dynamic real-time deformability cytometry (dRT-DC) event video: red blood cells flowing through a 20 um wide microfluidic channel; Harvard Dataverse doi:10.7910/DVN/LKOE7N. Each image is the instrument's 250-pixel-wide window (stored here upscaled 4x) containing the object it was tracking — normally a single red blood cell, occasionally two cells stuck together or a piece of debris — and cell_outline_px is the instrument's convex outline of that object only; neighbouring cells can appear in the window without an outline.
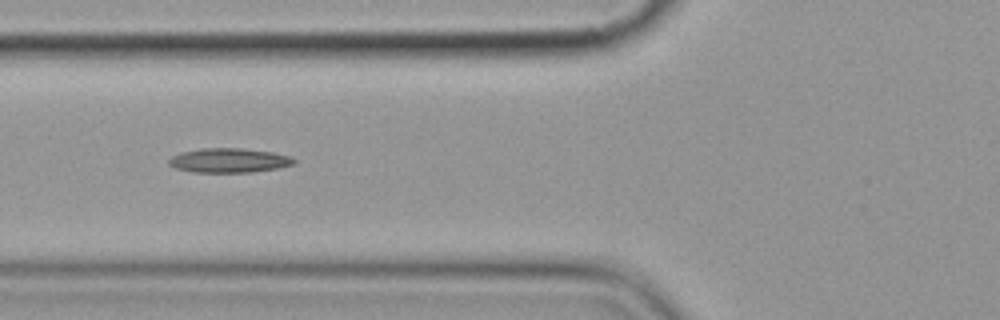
{"species": "common noctule bat (a hibernating species)", "species_latin": "Nyctalus noctula", "temperature_condition": "cold", "stored_images_in_passage": 9, "camera_frame_rate_fps": 3000, "um_per_image_px": 0.085, "animal": {"sex": "female", "body_mass_g": 19.9}, "frame": {"image": 1, "passage_image": 4, "time_ms": 3.667, "image_size_px": [1000, 320], "cell_outline_px": [[296, 160], [292, 164], [280, 168], [252, 172], [192, 172], [176, 168], [168, 164], [168, 160], [172, 156], [180, 152], [204, 148], [240, 148], [272, 152], [288, 156]], "centroid_in_image_um": [19.44, 13.64], "position_along_channel_um": 106.4, "area_um2": 17.69}}
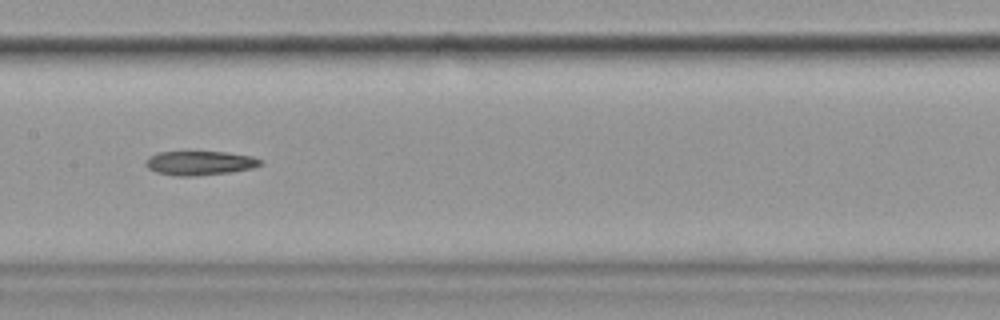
{"frame": {"image": 2, "passage_image": 6, "time_ms": 6.0, "image_size_px": [1000, 320], "cell_outline_px": [[260, 164], [252, 168], [228, 172], [196, 176], [176, 176], [156, 172], [148, 168], [144, 164], [148, 156], [156, 152], [224, 152], [252, 156], [260, 160]], "centroid_in_image_um": [16.9, 13.86], "position_along_channel_um": 190.5, "area_um2": 16.01}}
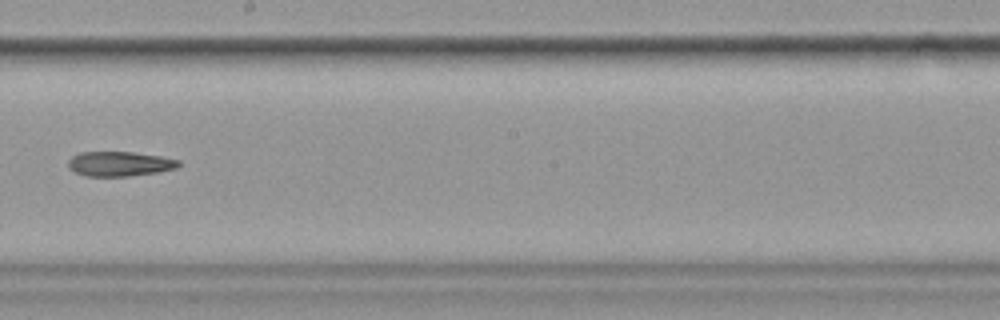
{"frame": {"image": 3, "passage_image": 7, "time_ms": 7.333, "image_size_px": [1000, 320], "cell_outline_px": [[180, 164], [176, 168], [156, 172], [128, 176], [84, 176], [68, 168], [68, 160], [72, 156], [80, 152], [132, 152], [160, 156], [180, 160]], "centroid_in_image_um": [10.14, 13.92], "position_along_channel_um": 238.1, "area_um2": 15.84}}